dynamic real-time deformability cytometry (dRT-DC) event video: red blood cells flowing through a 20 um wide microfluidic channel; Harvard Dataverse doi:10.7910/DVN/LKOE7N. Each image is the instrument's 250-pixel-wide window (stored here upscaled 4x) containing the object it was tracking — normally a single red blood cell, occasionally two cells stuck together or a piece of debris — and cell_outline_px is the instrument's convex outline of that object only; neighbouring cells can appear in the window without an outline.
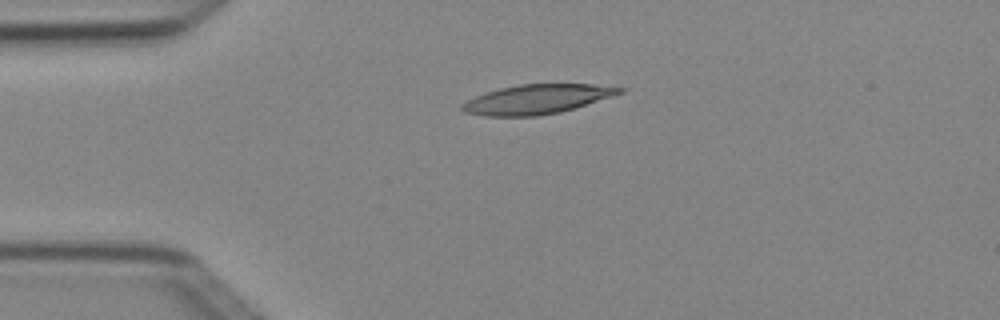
{"species": "Egyptian fruit bat (a non-hibernating species)", "species_latin": "Rousettus aegyptiacus", "temperature_condition": "cold", "stored_images_in_passage": 2, "camera_frame_rate_fps": 3000, "um_per_image_px": 0.085, "animal": {"sex": "female"}, "frame": {"image": 1, "passage_image": 1, "time_ms": 0.0, "image_size_px": [1000, 320], "cell_outline_px": [[624, 92], [576, 108], [560, 112], [536, 116], [484, 116], [464, 112], [460, 108], [460, 104], [476, 96], [500, 88], [520, 84], [592, 84], [624, 88]], "centroid_in_image_um": [45.63, 8.44], "position_along_channel_um": 39.4, "area_um2": 26.88}}